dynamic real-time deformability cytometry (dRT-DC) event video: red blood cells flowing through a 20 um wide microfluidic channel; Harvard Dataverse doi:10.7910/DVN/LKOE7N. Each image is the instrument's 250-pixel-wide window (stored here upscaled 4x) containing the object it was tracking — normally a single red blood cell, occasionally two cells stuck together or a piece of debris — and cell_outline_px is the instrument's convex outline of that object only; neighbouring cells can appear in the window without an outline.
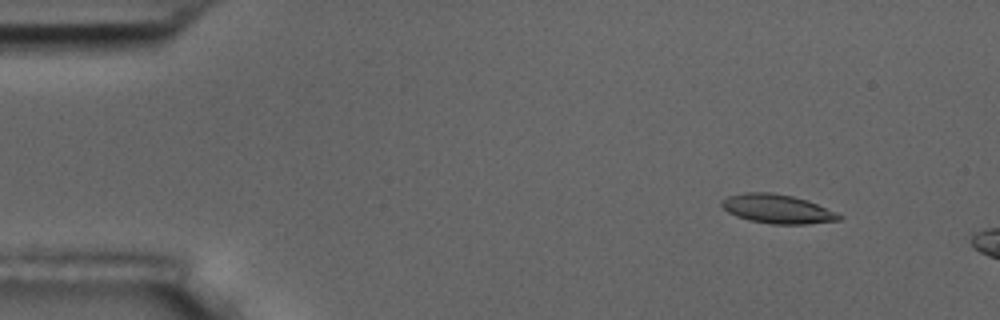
{"species": "common noctule bat (a hibernating species)", "species_latin": "Nyctalus noctula", "temperature_condition": "room temperature", "stored_images_in_passage": 4, "camera_frame_rate_fps": 3000, "um_per_image_px": 0.085, "animal": {"sex": "male", "body_mass_g": 17.5, "forearm_length_mm": 52.3}, "frame": {"image": 1, "passage_image": 2, "time_ms": 1.333, "image_size_px": [1000, 320], "cell_outline_px": [[844, 216], [840, 220], [808, 224], [772, 224], [748, 220], [736, 216], [728, 212], [720, 204], [720, 200], [728, 196], [744, 192], [772, 192], [792, 196], [808, 200], [836, 212]], "centroid_in_image_um": [66.07, 17.75], "position_along_channel_um": 18.9, "area_um2": 20.0}}